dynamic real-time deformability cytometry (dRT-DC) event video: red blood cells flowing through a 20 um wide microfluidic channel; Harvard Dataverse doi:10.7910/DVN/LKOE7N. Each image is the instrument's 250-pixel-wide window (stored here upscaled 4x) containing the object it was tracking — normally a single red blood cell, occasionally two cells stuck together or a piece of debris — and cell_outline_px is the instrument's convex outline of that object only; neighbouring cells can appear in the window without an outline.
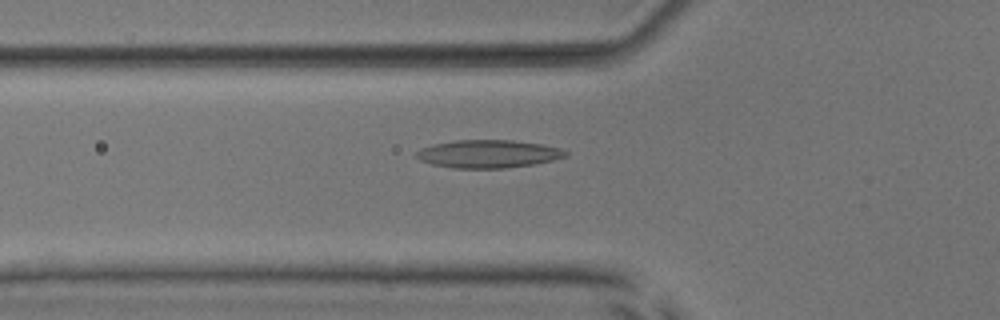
{"species": "common noctule bat (a hibernating species)", "species_latin": "Nyctalus noctula", "temperature_condition": "room temperature", "stored_images_in_passage": 37, "camera_frame_rate_fps": 3000, "um_per_image_px": 0.085, "animal": {"sex": "male", "body_mass_g": 17.9, "forearm_length_mm": 54.2}, "frame": {"image": 1, "passage_image": 4, "time_ms": 1.0, "image_size_px": [1000, 320], "cell_outline_px": [[568, 156], [536, 164], [504, 168], [452, 168], [432, 164], [420, 160], [416, 156], [416, 152], [420, 148], [432, 144], [456, 140], [512, 140], [540, 144], [560, 148], [568, 152]], "centroid_in_image_um": [41.49, 13.08], "position_along_channel_um": 84.3, "area_um2": 24.33}}
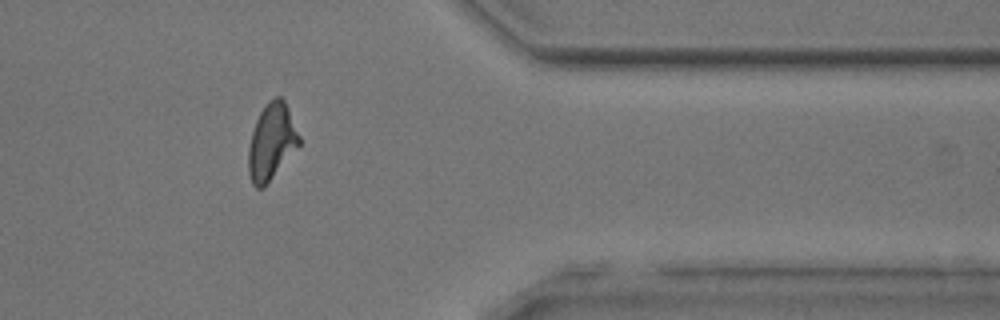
{"frame": {"image": 2, "passage_image": 28, "time_ms": 9.0, "image_size_px": [1000, 320], "cell_outline_px": [[300, 144], [264, 188], [256, 188], [252, 184], [248, 172], [248, 148], [252, 132], [256, 120], [264, 104], [268, 100], [276, 96], [280, 96], [284, 100], [288, 108], [300, 136]], "centroid_in_image_um": [23.07, 12.05], "position_along_channel_um": 388.3, "area_um2": 22.6}}
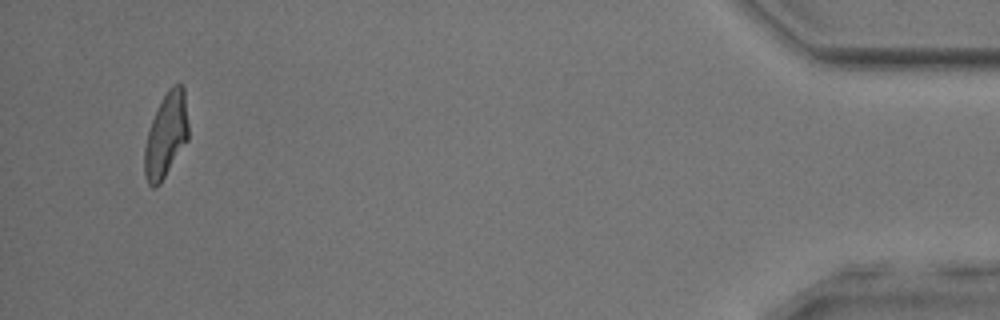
{"frame": {"image": 3, "passage_image": 35, "time_ms": 11.333, "image_size_px": [1000, 320], "cell_outline_px": [[188, 140], [160, 184], [156, 188], [152, 188], [148, 184], [144, 172], [144, 148], [148, 132], [156, 108], [168, 88], [172, 84], [180, 84], [184, 88], [188, 124]], "centroid_in_image_um": [14.11, 11.49], "position_along_channel_um": 421.1, "area_um2": 21.73}, "authors_computed_cell_mechanics": {"area_um2": 21.9062, "velocity_mm_per_s": 3.9901, "shape_relaxation_time_tau1_ms": null, "shape_relaxation_time_tau2_ms": 1.7896, "deformation_change_tau1": null, "deformation_change_tau2": 0.0974}}